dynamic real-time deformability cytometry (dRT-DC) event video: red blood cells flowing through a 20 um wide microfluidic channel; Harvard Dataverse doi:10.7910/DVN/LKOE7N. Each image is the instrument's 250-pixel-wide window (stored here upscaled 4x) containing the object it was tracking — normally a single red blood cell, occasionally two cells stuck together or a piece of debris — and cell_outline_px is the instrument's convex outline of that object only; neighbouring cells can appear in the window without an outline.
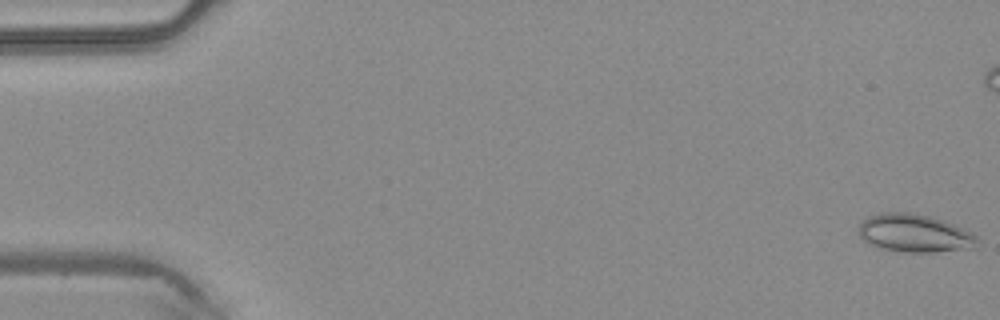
{"species": "common noctule bat (a hibernating species)", "species_latin": "Nyctalus noctula", "temperature_condition": "warm", "stored_images_in_passage": 4, "camera_frame_rate_fps": 3000, "um_per_image_px": 0.085, "animal": {"sex": "male", "body_mass_g": 20.4}, "frame": {"image": 1, "passage_image": 4, "time_ms": 1.0, "image_size_px": [1000, 320], "cell_outline_px": [[980, 236], [972, 248], [936, 252], [904, 252], [880, 248], [864, 240], [860, 236], [860, 224], [868, 216], [880, 212], [912, 212], [932, 216], [972, 232]], "centroid_in_image_um": [77.75, 19.81], "position_along_channel_um": 7.2, "area_um2": 26.24}}